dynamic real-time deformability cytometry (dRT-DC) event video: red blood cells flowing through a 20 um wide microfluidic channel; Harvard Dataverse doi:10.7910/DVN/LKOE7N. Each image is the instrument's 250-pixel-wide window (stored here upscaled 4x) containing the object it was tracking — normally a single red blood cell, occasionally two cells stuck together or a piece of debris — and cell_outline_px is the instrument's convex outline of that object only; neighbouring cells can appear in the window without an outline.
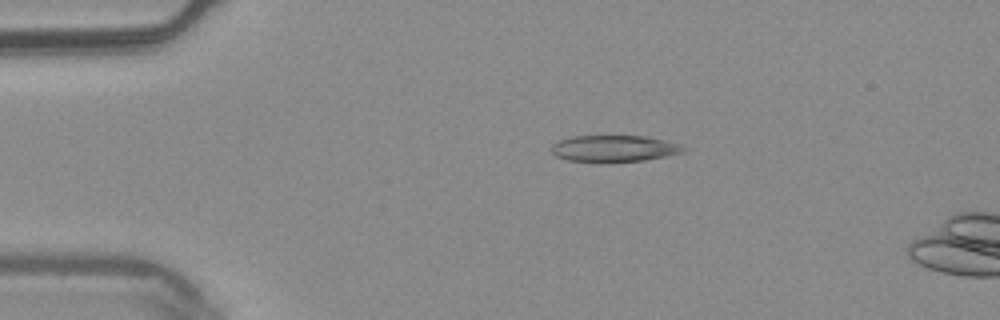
{"species": "common noctule bat (a hibernating species)", "species_latin": "Nyctalus noctula", "temperature_condition": "warm", "stored_images_in_passage": 6, "camera_frame_rate_fps": 3000, "um_per_image_px": 0.085, "animal": {"sex": "male", "body_mass_g": 20.4}, "frame": {"image": 1, "passage_image": 4, "time_ms": 1.0, "image_size_px": [1000, 320], "cell_outline_px": [[688, 148], [684, 152], [644, 160], [568, 160], [556, 156], [552, 152], [552, 144], [560, 140], [572, 136], [644, 136], [664, 140], [680, 144]], "centroid_in_image_um": [52.23, 12.59], "position_along_channel_um": 32.8, "area_um2": 19.71}}